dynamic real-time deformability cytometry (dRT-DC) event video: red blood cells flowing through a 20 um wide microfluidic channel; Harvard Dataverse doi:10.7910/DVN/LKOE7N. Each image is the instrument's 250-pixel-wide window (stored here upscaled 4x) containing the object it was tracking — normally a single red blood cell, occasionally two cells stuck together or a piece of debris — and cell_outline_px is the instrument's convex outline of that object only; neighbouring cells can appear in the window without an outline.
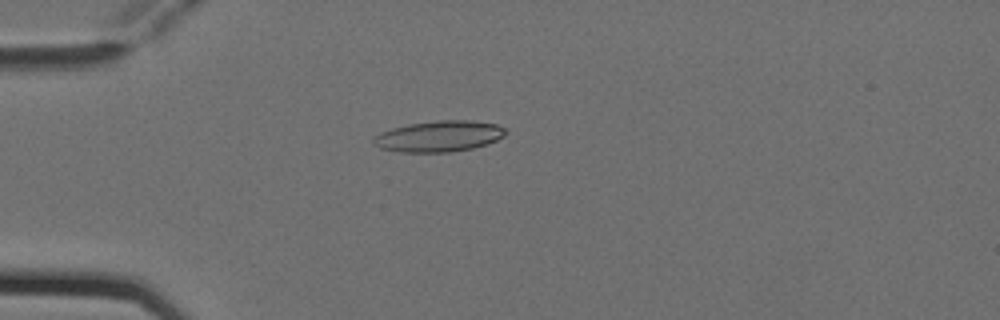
{"species": "Egyptian fruit bat (a non-hibernating species)", "species_latin": "Rousettus aegyptiacus", "temperature_condition": "cold", "stored_images_in_passage": 4, "camera_frame_rate_fps": 3000, "um_per_image_px": 0.085, "animal": {"sex": "female"}, "frame": {"image": 1, "passage_image": 4, "time_ms": 1.0, "image_size_px": [1000, 320], "cell_outline_px": [[508, 132], [504, 136], [488, 144], [472, 148], [452, 152], [400, 152], [380, 148], [372, 144], [372, 136], [380, 132], [392, 128], [408, 124], [436, 120], [472, 120], [496, 124], [504, 128]], "centroid_in_image_um": [37.29, 11.58], "position_along_channel_um": 47.7, "area_um2": 24.16}}